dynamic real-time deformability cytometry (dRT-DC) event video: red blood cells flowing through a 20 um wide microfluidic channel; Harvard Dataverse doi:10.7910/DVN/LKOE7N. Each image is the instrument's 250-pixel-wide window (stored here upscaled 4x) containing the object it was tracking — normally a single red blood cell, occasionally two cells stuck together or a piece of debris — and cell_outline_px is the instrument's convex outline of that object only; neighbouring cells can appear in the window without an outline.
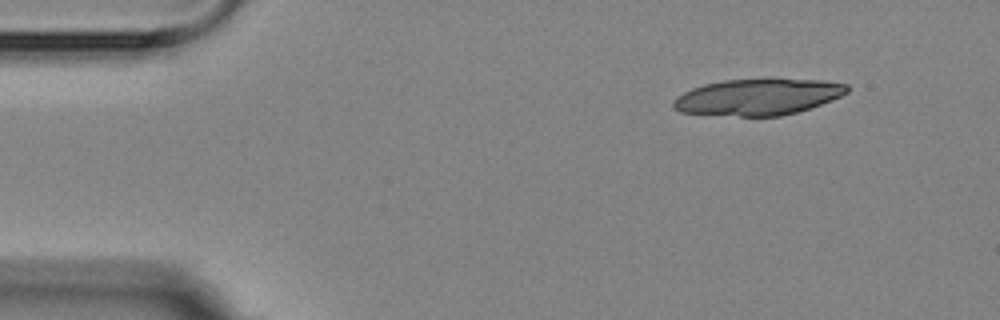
{"species": "Egyptian fruit bat (a non-hibernating species)", "species_latin": "Rousettus aegyptiacus", "temperature_condition": "room temperature", "stored_images_in_passage": 4, "camera_frame_rate_fps": 3000, "um_per_image_px": 0.085, "animal": {"sex": "female"}, "frame": {"image": 1, "passage_image": 1, "time_ms": 0.0, "image_size_px": [1000, 320], "cell_outline_px": [[848, 92], [840, 96], [820, 104], [796, 112], [780, 116], [740, 116], [680, 112], [672, 108], [672, 100], [676, 96], [692, 88], [704, 84], [724, 80], [824, 80], [848, 84]], "centroid_in_image_um": [64.38, 8.25], "position_along_channel_um": 20.6, "area_um2": 36.3}}